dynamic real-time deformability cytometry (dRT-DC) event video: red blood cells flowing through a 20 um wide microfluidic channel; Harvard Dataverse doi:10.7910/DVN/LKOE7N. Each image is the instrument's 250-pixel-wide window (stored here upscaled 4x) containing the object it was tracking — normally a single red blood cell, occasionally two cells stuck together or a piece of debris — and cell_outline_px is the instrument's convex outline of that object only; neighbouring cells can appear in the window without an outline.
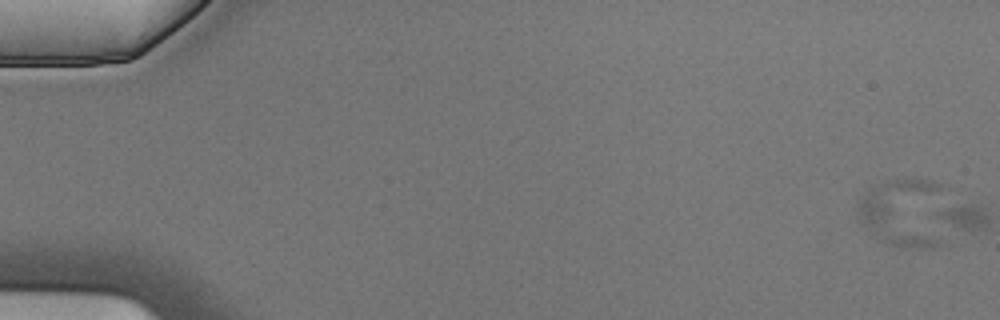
{"species": "Egyptian fruit bat (a non-hibernating species)", "species_latin": "Rousettus aegyptiacus", "temperature_condition": "cold", "stored_images_in_passage": 5, "segment_of_instrument_passage": [1, 2], "camera_frame_rate_fps": 3000, "um_per_image_px": 0.085, "animal": {"sex": "male"}, "frame": {"image": 1, "passage_image": 1, "time_ms": 0.0, "image_size_px": [1000, 320], "cell_outline_px": [[940, 244], [932, 248], [920, 248], [892, 244], [884, 240], [872, 232], [860, 220], [856, 200], [868, 188], [876, 184], [888, 180], [928, 180], [940, 184]], "centroid_in_image_um": [76.76, 18.04], "position_along_channel_um": 8.2, "area_um2": 34.45}}